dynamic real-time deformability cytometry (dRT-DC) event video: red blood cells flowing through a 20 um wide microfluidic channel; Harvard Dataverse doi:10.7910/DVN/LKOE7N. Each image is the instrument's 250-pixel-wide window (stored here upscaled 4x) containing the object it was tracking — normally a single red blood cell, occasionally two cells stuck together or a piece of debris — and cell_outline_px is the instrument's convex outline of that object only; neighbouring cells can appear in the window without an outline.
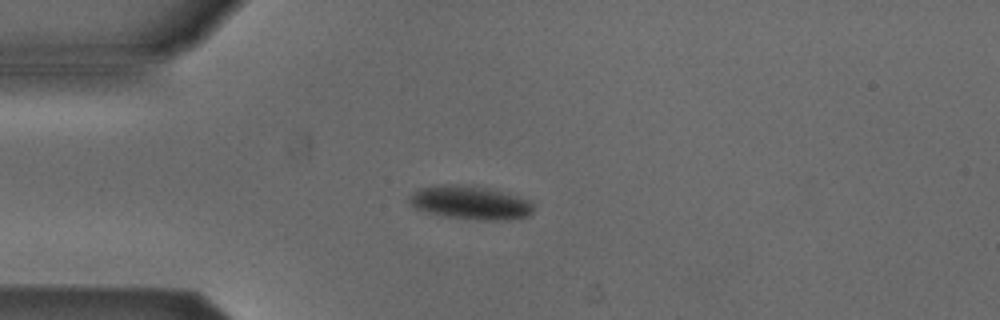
{"species": "Egyptian fruit bat (a non-hibernating species)", "species_latin": "Rousettus aegyptiacus", "temperature_condition": "cold", "stored_images_in_passage": 3, "camera_frame_rate_fps": 3000, "um_per_image_px": 0.085, "animal": {"sex": "male"}, "frame": {"image": 1, "passage_image": 3, "time_ms": 0.667, "image_size_px": [1000, 320], "cell_outline_px": [[532, 212], [528, 216], [520, 220], [476, 220], [444, 216], [428, 212], [416, 208], [408, 204], [408, 196], [412, 192], [420, 188], [444, 184], [460, 184], [488, 188], [532, 200]], "centroid_in_image_um": [39.98, 17.23], "position_along_channel_um": 45.0, "area_um2": 24.57}}